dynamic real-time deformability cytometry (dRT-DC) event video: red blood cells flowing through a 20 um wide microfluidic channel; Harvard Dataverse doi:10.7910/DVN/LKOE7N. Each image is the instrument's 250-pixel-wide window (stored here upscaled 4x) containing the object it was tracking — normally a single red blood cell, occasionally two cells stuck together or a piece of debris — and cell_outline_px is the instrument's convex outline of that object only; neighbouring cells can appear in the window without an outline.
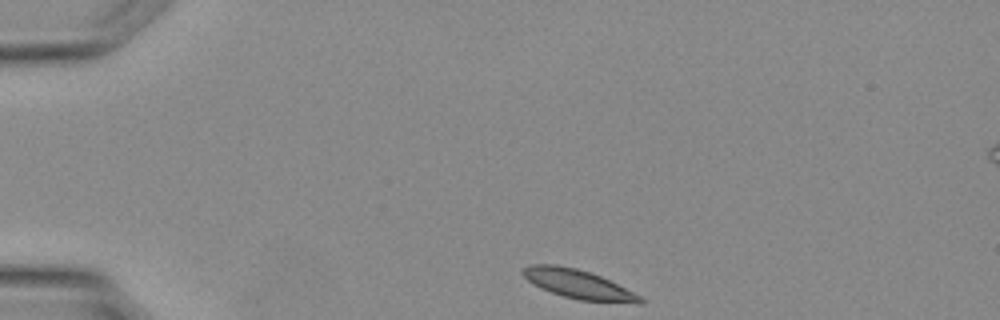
{"species": "Egyptian fruit bat (a non-hibernating species)", "species_latin": "Rousettus aegyptiacus", "temperature_condition": "warm", "stored_images_in_passage": 30, "camera_frame_rate_fps": 3000, "um_per_image_px": 0.085, "animal": {"sex": "female"}, "frame": {"image": 1, "passage_image": 1, "time_ms": 0.0, "image_size_px": [1000, 320], "cell_outline_px": [[644, 304], [636, 304], [580, 300], [564, 296], [540, 288], [528, 280], [524, 276], [524, 268], [532, 264], [556, 264], [576, 268], [600, 276], [640, 296], [644, 300]], "centroid_in_image_um": [49.18, 24.17], "position_along_channel_um": 35.8, "area_um2": 19.48}}
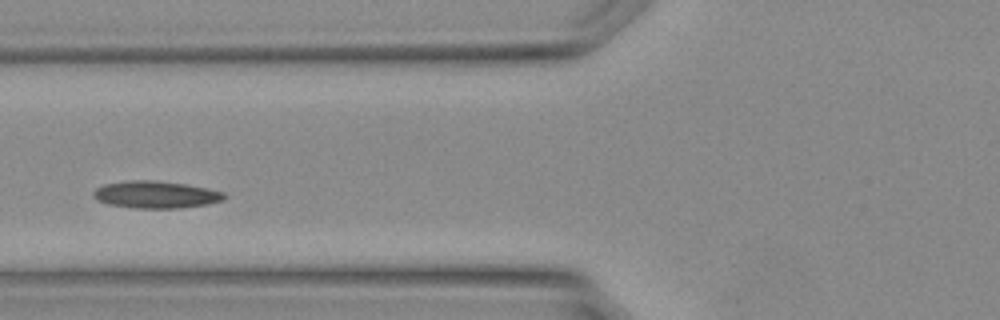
{"frame": {"image": 2, "passage_image": 8, "time_ms": 2.333, "image_size_px": [1000, 320], "cell_outline_px": [[228, 196], [220, 200], [208, 204], [180, 208], [136, 208], [108, 204], [96, 200], [92, 196], [92, 192], [96, 188], [104, 184], [128, 180], [156, 180], [184, 184], [208, 188], [224, 192]], "centroid_in_image_um": [13.21, 16.54], "position_along_channel_um": 112.6, "area_um2": 20.81}}
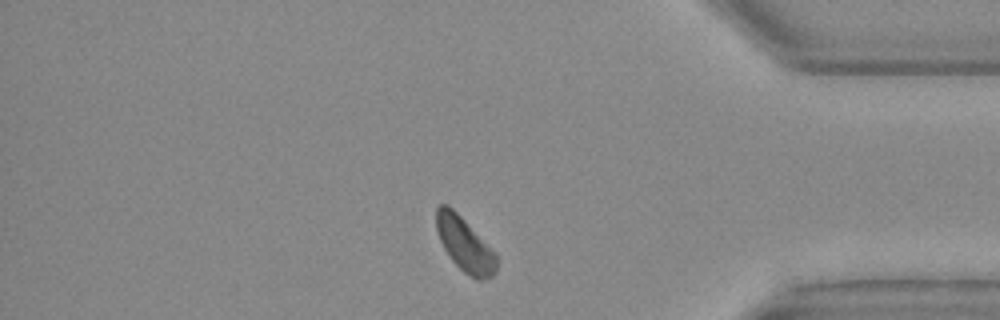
{"frame": {"image": 3, "passage_image": 24, "time_ms": 7.667, "image_size_px": [1000, 320], "cell_outline_px": [[496, 272], [492, 276], [484, 280], [476, 280], [464, 272], [448, 256], [440, 240], [436, 228], [436, 208], [440, 204], [448, 204], [464, 220], [496, 256]], "centroid_in_image_um": [39.46, 20.79], "position_along_channel_um": 395.7, "area_um2": 18.44}}